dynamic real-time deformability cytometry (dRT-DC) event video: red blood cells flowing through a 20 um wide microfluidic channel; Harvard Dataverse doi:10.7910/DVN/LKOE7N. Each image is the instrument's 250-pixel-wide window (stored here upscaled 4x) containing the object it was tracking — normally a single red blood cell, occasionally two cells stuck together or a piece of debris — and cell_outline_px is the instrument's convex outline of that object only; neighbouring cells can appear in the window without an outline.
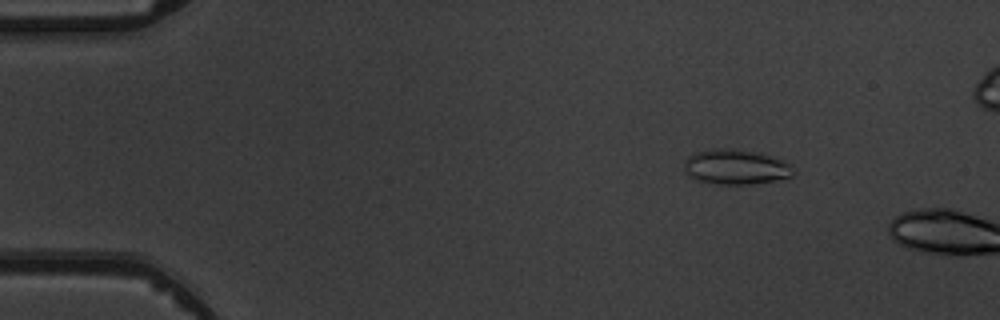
{"species": "common noctule bat (a hibernating species)", "species_latin": "Nyctalus noctula", "temperature_condition": "warm", "stored_images_in_passage": 3, "camera_frame_rate_fps": 3000, "um_per_image_px": 0.085, "animal": {"sex": "male", "body_mass_g": 19.5, "forearm_length_mm": 54.6}, "frame": {"image": 1, "passage_image": 2, "time_ms": 1.0, "image_size_px": [1000, 320], "cell_outline_px": [[796, 172], [792, 176], [776, 180], [752, 184], [716, 184], [696, 180], [688, 176], [684, 172], [684, 164], [688, 156], [696, 152], [712, 148], [732, 148], [756, 152], [772, 156], [792, 164]], "centroid_in_image_um": [62.54, 14.19], "position_along_channel_um": 22.5, "area_um2": 22.6}}